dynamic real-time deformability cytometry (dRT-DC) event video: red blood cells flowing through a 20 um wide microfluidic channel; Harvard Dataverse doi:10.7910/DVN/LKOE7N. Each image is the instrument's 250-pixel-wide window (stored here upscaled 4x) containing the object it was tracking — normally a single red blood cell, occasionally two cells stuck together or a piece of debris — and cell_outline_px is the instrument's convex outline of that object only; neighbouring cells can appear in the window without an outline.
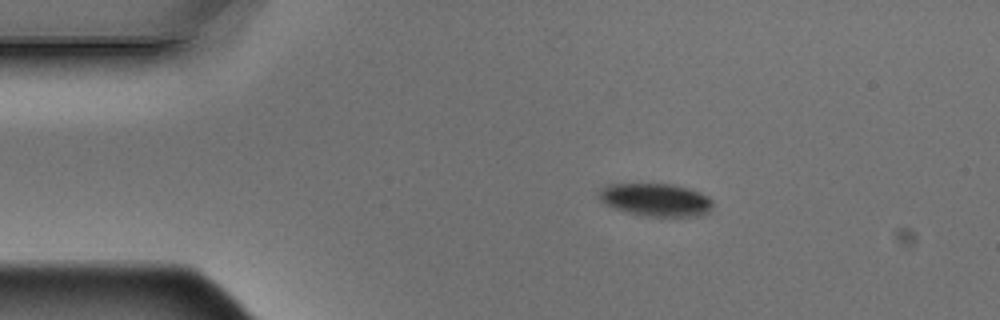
{"species": "Egyptian fruit bat (a non-hibernating species)", "species_latin": "Rousettus aegyptiacus", "temperature_condition": "warm", "stored_images_in_passage": 2, "camera_frame_rate_fps": 3000, "um_per_image_px": 0.085, "animal": {"sex": "male"}, "frame": {"image": 1, "passage_image": 1, "time_ms": 0.0, "image_size_px": [1000, 320], "cell_outline_px": [[712, 208], [704, 216], [648, 216], [628, 212], [616, 208], [600, 200], [596, 196], [596, 192], [600, 188], [608, 184], [672, 184], [688, 188], [708, 196], [712, 200]], "centroid_in_image_um": [55.74, 16.97], "position_along_channel_um": 29.3, "area_um2": 21.79}}